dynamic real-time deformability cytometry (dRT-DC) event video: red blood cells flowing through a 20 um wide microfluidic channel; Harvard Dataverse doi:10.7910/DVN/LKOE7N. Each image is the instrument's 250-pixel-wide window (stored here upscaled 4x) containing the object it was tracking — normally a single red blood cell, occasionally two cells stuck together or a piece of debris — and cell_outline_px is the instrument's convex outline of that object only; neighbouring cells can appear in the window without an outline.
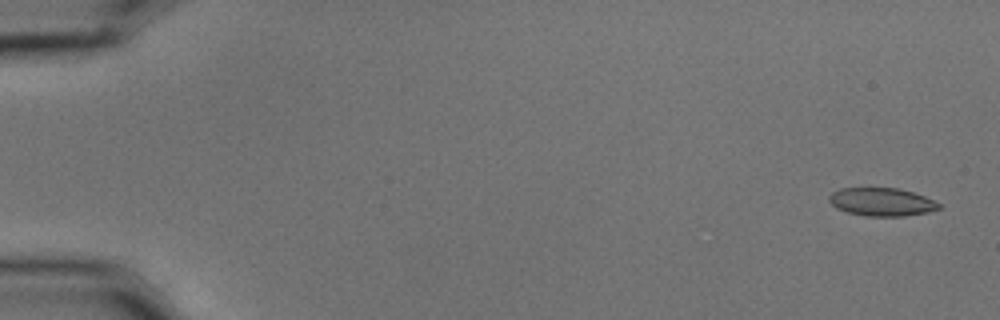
{"species": "common noctule bat (a hibernating species)", "species_latin": "Nyctalus noctula", "temperature_condition": "cold", "stored_images_in_passage": 5, "camera_frame_rate_fps": 3000, "um_per_image_px": 0.085, "animal": {"sex": "male", "body_mass_g": 15.6}, "frame": {"image": 1, "passage_image": 1, "time_ms": 0.0, "image_size_px": [1000, 320], "cell_outline_px": [[940, 208], [928, 212], [904, 216], [864, 216], [848, 212], [836, 208], [828, 200], [828, 196], [832, 192], [840, 188], [896, 188], [912, 192], [924, 196], [940, 204]], "centroid_in_image_um": [74.91, 17.16], "position_along_channel_um": 10.1, "area_um2": 17.92}}
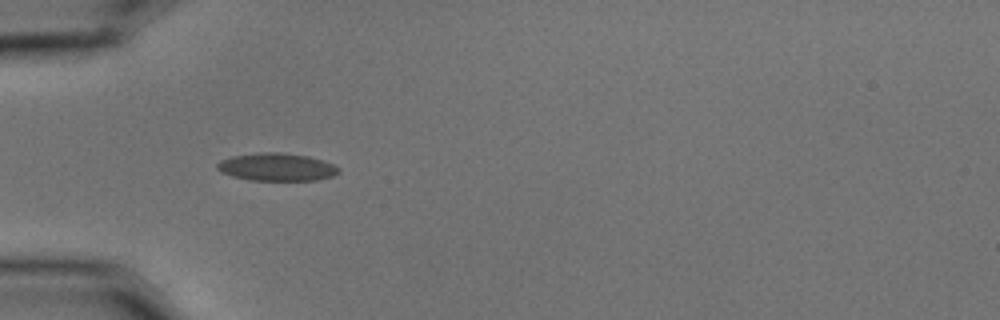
{"frame": {"image": 2, "passage_image": 5, "time_ms": 1.333, "image_size_px": [1000, 320], "cell_outline_px": [[340, 172], [332, 176], [316, 180], [248, 180], [232, 176], [220, 172], [216, 168], [216, 164], [220, 160], [232, 156], [260, 152], [280, 152], [308, 156], [332, 164], [340, 168]], "centroid_in_image_um": [23.48, 14.19], "position_along_channel_um": 61.5, "area_um2": 19.65}}